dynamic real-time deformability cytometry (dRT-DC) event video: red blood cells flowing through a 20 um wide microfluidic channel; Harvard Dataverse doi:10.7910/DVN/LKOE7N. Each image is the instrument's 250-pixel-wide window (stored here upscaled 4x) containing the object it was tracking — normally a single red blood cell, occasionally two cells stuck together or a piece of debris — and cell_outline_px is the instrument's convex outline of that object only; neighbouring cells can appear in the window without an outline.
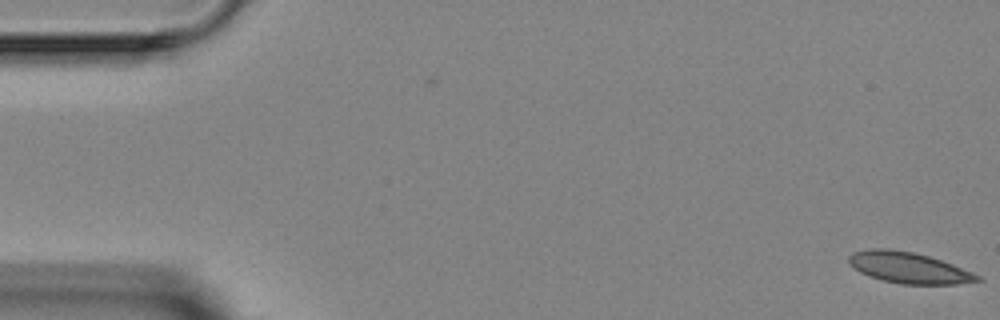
{"species": "Egyptian fruit bat (a non-hibernating species)", "species_latin": "Rousettus aegyptiacus", "temperature_condition": "room temperature", "stored_images_in_passage": 4, "camera_frame_rate_fps": 3000, "um_per_image_px": 0.085, "animal": {"sex": "female"}, "frame": {"image": 1, "passage_image": 1, "time_ms": 0.0, "image_size_px": [1000, 320], "cell_outline_px": [[984, 280], [956, 284], [900, 284], [884, 280], [860, 272], [848, 264], [848, 256], [852, 252], [868, 248], [888, 248], [912, 252], [928, 256], [952, 264], [972, 272], [980, 276]], "centroid_in_image_um": [77.21, 22.74], "position_along_channel_um": 7.8, "area_um2": 23.18}}